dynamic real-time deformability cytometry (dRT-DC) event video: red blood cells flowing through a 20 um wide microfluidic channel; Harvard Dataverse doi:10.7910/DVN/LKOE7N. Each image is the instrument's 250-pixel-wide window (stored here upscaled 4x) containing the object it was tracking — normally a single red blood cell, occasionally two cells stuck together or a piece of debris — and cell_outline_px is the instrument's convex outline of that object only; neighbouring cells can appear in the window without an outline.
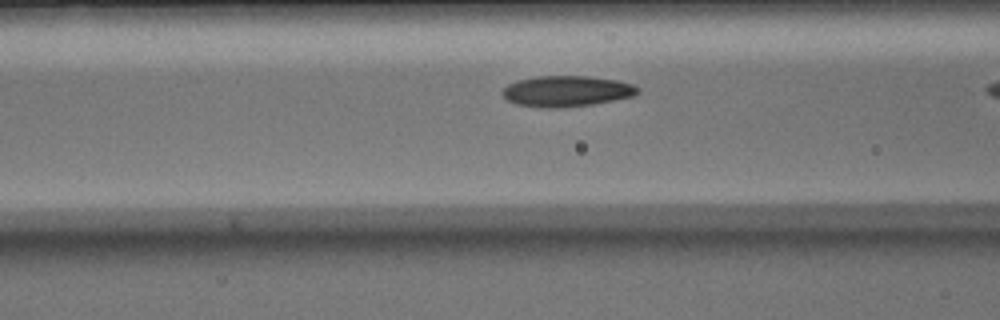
{"species": "Egyptian fruit bat (a non-hibernating species)", "species_latin": "Rousettus aegyptiacus", "temperature_condition": "warm", "stored_images_in_passage": 8, "camera_frame_rate_fps": 3000, "um_per_image_px": 0.085, "animal": {"sex": "male"}, "frame": {"image": 1, "passage_image": 7, "time_ms": 2.0, "image_size_px": [1000, 320], "cell_outline_px": [[640, 92], [632, 96], [592, 104], [556, 108], [540, 108], [516, 104], [508, 100], [500, 92], [508, 84], [516, 80], [536, 76], [588, 76], [616, 80], [632, 84], [640, 88]], "centroid_in_image_um": [48.13, 7.74], "position_along_channel_um": 118.5, "area_um2": 24.33}}